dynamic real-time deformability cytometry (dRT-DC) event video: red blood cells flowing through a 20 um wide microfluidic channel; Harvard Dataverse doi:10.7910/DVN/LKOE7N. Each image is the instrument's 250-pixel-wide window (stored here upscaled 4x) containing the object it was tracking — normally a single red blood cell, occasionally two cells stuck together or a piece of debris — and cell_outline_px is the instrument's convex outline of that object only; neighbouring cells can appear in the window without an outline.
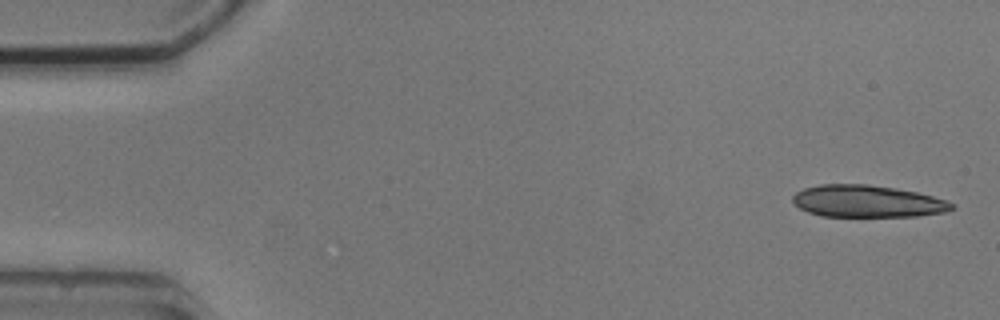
{"species": "common noctule bat (a hibernating species)", "species_latin": "Nyctalus noctula", "temperature_condition": "cold", "stored_images_in_passage": 5, "camera_frame_rate_fps": 3000, "um_per_image_px": 0.085, "animal": {"sex": "male", "body_mass_g": 20.5, "forearm_length_mm": 52.5}, "frame": {"image": 1, "passage_image": 1, "time_ms": 0.0, "image_size_px": [1000, 320], "cell_outline_px": [[956, 208], [944, 212], [916, 216], [820, 216], [808, 212], [800, 208], [792, 200], [792, 196], [796, 192], [804, 188], [820, 184], [868, 184], [896, 188], [916, 192], [932, 196], [956, 204]], "centroid_in_image_um": [73.72, 17.1], "position_along_channel_um": 11.3, "area_um2": 29.71}}